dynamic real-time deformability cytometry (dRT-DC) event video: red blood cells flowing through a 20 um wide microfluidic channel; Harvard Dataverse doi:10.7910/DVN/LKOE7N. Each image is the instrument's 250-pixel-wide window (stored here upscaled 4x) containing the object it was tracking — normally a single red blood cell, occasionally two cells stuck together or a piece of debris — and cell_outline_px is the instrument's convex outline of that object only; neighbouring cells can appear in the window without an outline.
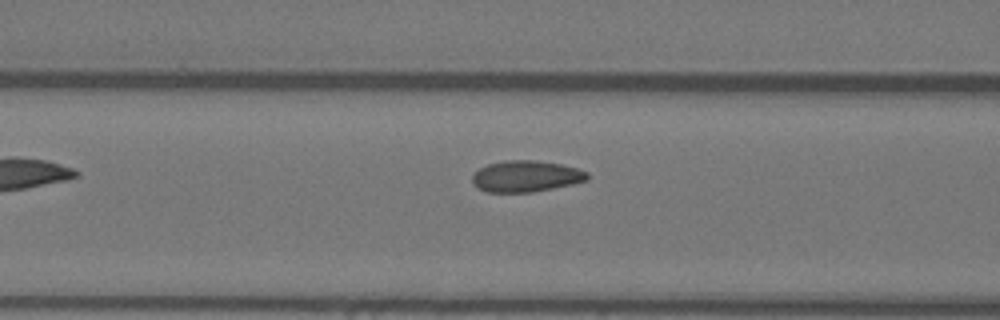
{"species": "Egyptian fruit bat (a non-hibernating species)", "species_latin": "Rousettus aegyptiacus", "temperature_condition": "warm", "stored_images_in_passage": 7, "camera_frame_rate_fps": 3000, "um_per_image_px": 0.085, "animal": {"sex": "female"}, "frame": {"image": 1, "passage_image": 7, "time_ms": 2.0, "image_size_px": [1000, 320], "cell_outline_px": [[588, 180], [572, 184], [532, 192], [488, 192], [472, 184], [472, 176], [480, 168], [488, 164], [504, 160], [536, 160], [560, 164], [576, 168], [588, 172]], "centroid_in_image_um": [44.7, 14.98], "position_along_channel_um": 121.9, "area_um2": 20.87}}